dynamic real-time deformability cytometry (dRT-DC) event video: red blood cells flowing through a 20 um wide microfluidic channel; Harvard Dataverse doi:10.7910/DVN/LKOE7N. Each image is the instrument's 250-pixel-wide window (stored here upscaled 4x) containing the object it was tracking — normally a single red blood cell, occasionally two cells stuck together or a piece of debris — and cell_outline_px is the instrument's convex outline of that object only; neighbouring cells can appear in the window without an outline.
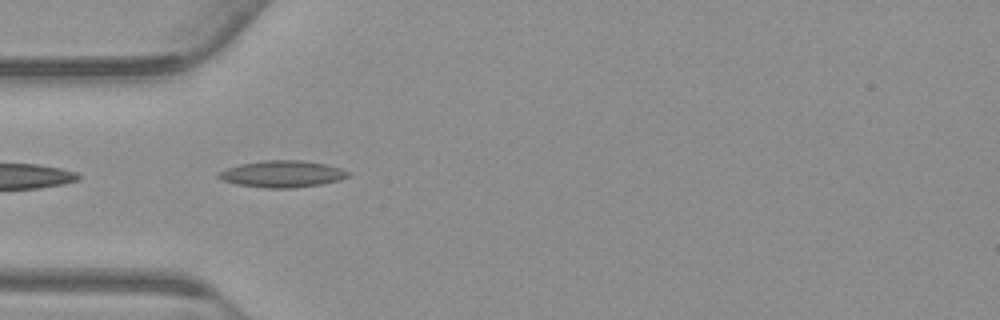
{"species": "common noctule bat (a hibernating species)", "species_latin": "Nyctalus noctula", "temperature_condition": "warm", "stored_images_in_passage": 32, "camera_frame_rate_fps": 3000, "um_per_image_px": 0.085, "animal": {"sex": "male", "body_mass_g": 23.1, "forearm_length_mm": 52.7}, "frame": {"image": 1, "passage_image": 1, "time_ms": 0.0, "image_size_px": [1000, 320], "cell_outline_px": [[348, 176], [340, 180], [320, 184], [292, 188], [268, 188], [236, 184], [220, 180], [216, 176], [220, 172], [228, 168], [240, 164], [264, 160], [304, 160], [328, 164], [340, 168], [348, 172]], "centroid_in_image_um": [23.98, 14.78], "position_along_channel_um": 61.0, "area_um2": 20.11}}
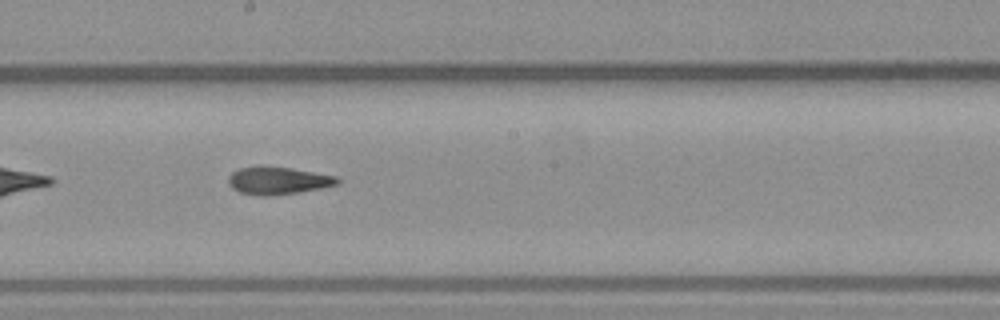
{"frame": {"image": 2, "passage_image": 14, "time_ms": 4.333, "image_size_px": [1000, 320], "cell_outline_px": [[340, 184], [300, 192], [264, 196], [240, 192], [232, 188], [228, 184], [228, 176], [232, 172], [240, 168], [260, 164], [292, 168], [336, 176], [340, 180]], "centroid_in_image_um": [23.61, 15.32], "position_along_channel_um": 224.6, "area_um2": 17.74}}
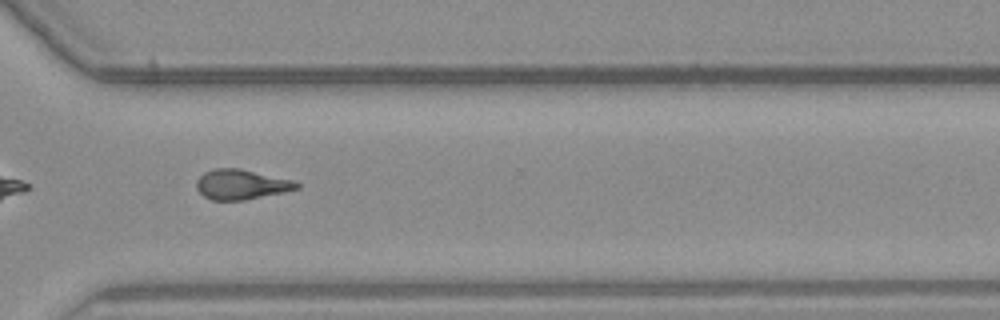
{"frame": {"image": 3, "passage_image": 24, "time_ms": 7.667, "image_size_px": [1000, 320], "cell_outline_px": [[300, 188], [284, 192], [244, 200], [212, 200], [204, 196], [196, 188], [196, 180], [204, 172], [216, 168], [240, 168], [292, 180], [300, 184]], "centroid_in_image_um": [20.5, 15.67], "position_along_channel_um": 350.1, "area_um2": 17.46}, "authors_computed_cell_mechanics": {"area_um2": 17.629, "velocity_mm_per_s": 3.7732, "shape_relaxation_time_tau1_ms": 6.7886, "shape_relaxation_time_tau2_ms": 3.631, "deformation_change_tau1": 0.1665, "deformation_change_tau2": 0.1268}}